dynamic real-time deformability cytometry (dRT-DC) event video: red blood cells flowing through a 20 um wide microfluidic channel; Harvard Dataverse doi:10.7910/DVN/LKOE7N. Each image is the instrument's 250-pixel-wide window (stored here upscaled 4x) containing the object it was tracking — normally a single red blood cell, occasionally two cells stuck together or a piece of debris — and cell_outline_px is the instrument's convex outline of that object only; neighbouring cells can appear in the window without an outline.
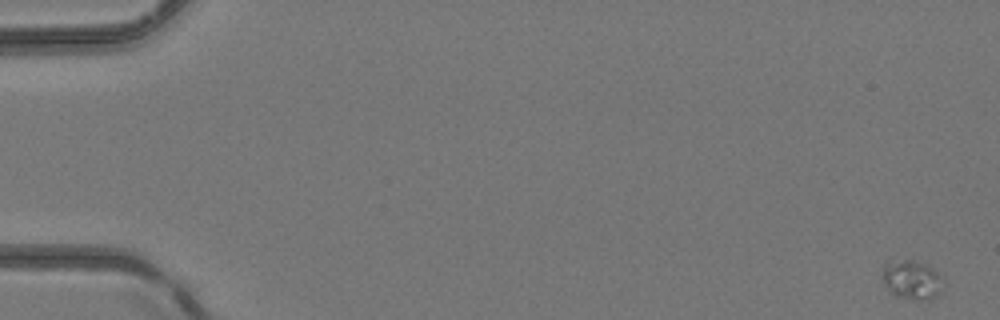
{"species": "common noctule bat (a hibernating species)", "species_latin": "Nyctalus noctula", "temperature_condition": "room temperature", "stored_images_in_passage": 7, "camera_frame_rate_fps": 3000, "um_per_image_px": 0.085, "animal": {"sex": "female", "body_mass_g": 24.6, "forearm_length_mm": 56.2}, "frame": {"image": 1, "passage_image": 1, "time_ms": 0.0, "image_size_px": [1000, 320], "cell_outline_px": [[944, 280], [940, 292], [936, 296], [928, 300], [912, 300], [896, 296], [884, 284], [880, 276], [888, 260], [912, 260], [924, 264], [932, 268], [944, 276]], "centroid_in_image_um": [77.52, 23.79], "position_along_channel_um": 7.5, "area_um2": 14.1}}